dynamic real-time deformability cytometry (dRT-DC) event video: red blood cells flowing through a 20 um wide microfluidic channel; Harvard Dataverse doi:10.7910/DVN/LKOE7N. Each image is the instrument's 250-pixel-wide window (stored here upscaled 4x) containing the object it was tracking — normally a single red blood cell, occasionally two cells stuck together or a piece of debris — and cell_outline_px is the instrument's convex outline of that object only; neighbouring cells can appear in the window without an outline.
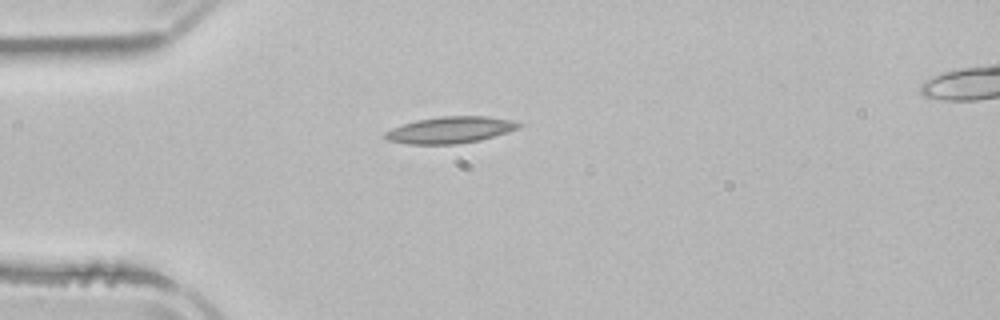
{"species": "common noctule bat (a hibernating species)", "species_latin": "Nyctalus noctula", "temperature_condition": "room temperature", "stored_images_in_passage": 1, "camera_frame_rate_fps": 3000, "um_per_image_px": 0.085, "animal": {"sex": "male", "body_mass_g": 21.5, "forearm_length_mm": 52.0}, "frame": {"image": 1, "passage_image": 1, "time_ms": 0.0, "image_size_px": [1000, 320], "cell_outline_px": [[524, 124], [520, 128], [508, 132], [480, 140], [456, 144], [408, 144], [388, 140], [384, 136], [384, 132], [392, 128], [416, 120], [440, 116], [488, 116], [512, 120]], "centroid_in_image_um": [38.31, 11.04], "position_along_channel_um": 46.7, "area_um2": 20.75}}